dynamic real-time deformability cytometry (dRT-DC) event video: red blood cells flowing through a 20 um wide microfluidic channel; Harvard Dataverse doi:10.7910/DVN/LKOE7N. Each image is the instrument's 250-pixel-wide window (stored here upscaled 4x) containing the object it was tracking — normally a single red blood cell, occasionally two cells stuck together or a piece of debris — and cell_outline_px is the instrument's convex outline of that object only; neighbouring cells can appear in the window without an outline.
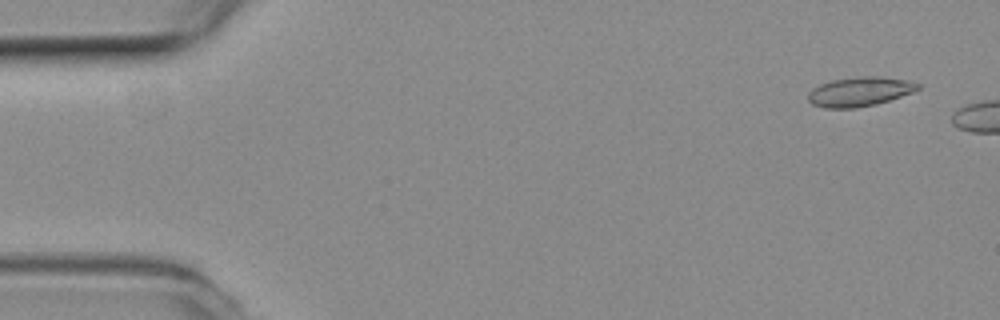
{"species": "common noctule bat (a hibernating species)", "species_latin": "Nyctalus noctula", "temperature_condition": "room temperature", "stored_images_in_passage": 6, "camera_frame_rate_fps": 3000, "um_per_image_px": 0.085, "animal": {"sex": "female", "body_mass_g": 19.3, "forearm_length_mm": 54.1}, "frame": {"image": 1, "passage_image": 3, "time_ms": 0.667, "image_size_px": [1000, 320], "cell_outline_px": [[920, 88], [912, 92], [876, 104], [856, 108], [824, 108], [812, 104], [808, 100], [808, 92], [812, 88], [820, 84], [832, 80], [864, 76], [880, 76], [912, 80], [920, 84]], "centroid_in_image_um": [73.07, 7.78], "position_along_channel_um": 11.9, "area_um2": 18.84}}